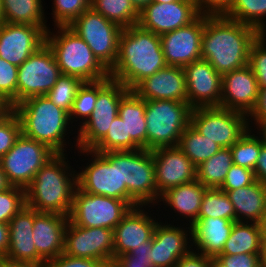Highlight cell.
<instances>
[{
  "label": "cell",
  "mask_w": 266,
  "mask_h": 267,
  "mask_svg": "<svg viewBox=\"0 0 266 267\" xmlns=\"http://www.w3.org/2000/svg\"><path fill=\"white\" fill-rule=\"evenodd\" d=\"M152 155L159 195L170 188L196 180V167L178 146L155 148Z\"/></svg>",
  "instance_id": "cell-21"
},
{
  "label": "cell",
  "mask_w": 266,
  "mask_h": 267,
  "mask_svg": "<svg viewBox=\"0 0 266 267\" xmlns=\"http://www.w3.org/2000/svg\"><path fill=\"white\" fill-rule=\"evenodd\" d=\"M206 187L198 180L181 184L166 190L160 195L159 202L170 206L171 210L176 211L185 218L190 219L192 225L199 216L202 198Z\"/></svg>",
  "instance_id": "cell-29"
},
{
  "label": "cell",
  "mask_w": 266,
  "mask_h": 267,
  "mask_svg": "<svg viewBox=\"0 0 266 267\" xmlns=\"http://www.w3.org/2000/svg\"><path fill=\"white\" fill-rule=\"evenodd\" d=\"M262 224L255 222H235L229 238L219 255H234L241 253H262Z\"/></svg>",
  "instance_id": "cell-31"
},
{
  "label": "cell",
  "mask_w": 266,
  "mask_h": 267,
  "mask_svg": "<svg viewBox=\"0 0 266 267\" xmlns=\"http://www.w3.org/2000/svg\"><path fill=\"white\" fill-rule=\"evenodd\" d=\"M262 261L264 266L266 267V227H263V234H262Z\"/></svg>",
  "instance_id": "cell-60"
},
{
  "label": "cell",
  "mask_w": 266,
  "mask_h": 267,
  "mask_svg": "<svg viewBox=\"0 0 266 267\" xmlns=\"http://www.w3.org/2000/svg\"><path fill=\"white\" fill-rule=\"evenodd\" d=\"M247 116L249 125L250 122H252L253 120L256 125L262 121H266V88H259V94L256 100L255 107ZM249 118H252V121H250Z\"/></svg>",
  "instance_id": "cell-53"
},
{
  "label": "cell",
  "mask_w": 266,
  "mask_h": 267,
  "mask_svg": "<svg viewBox=\"0 0 266 267\" xmlns=\"http://www.w3.org/2000/svg\"><path fill=\"white\" fill-rule=\"evenodd\" d=\"M260 35L254 27L222 16L204 15L201 58L217 73L248 65L252 43Z\"/></svg>",
  "instance_id": "cell-1"
},
{
  "label": "cell",
  "mask_w": 266,
  "mask_h": 267,
  "mask_svg": "<svg viewBox=\"0 0 266 267\" xmlns=\"http://www.w3.org/2000/svg\"><path fill=\"white\" fill-rule=\"evenodd\" d=\"M69 216L40 213L34 209L33 241L37 253L48 262L64 252L65 229Z\"/></svg>",
  "instance_id": "cell-25"
},
{
  "label": "cell",
  "mask_w": 266,
  "mask_h": 267,
  "mask_svg": "<svg viewBox=\"0 0 266 267\" xmlns=\"http://www.w3.org/2000/svg\"><path fill=\"white\" fill-rule=\"evenodd\" d=\"M90 7L122 29L138 25L139 12L130 0H91Z\"/></svg>",
  "instance_id": "cell-35"
},
{
  "label": "cell",
  "mask_w": 266,
  "mask_h": 267,
  "mask_svg": "<svg viewBox=\"0 0 266 267\" xmlns=\"http://www.w3.org/2000/svg\"><path fill=\"white\" fill-rule=\"evenodd\" d=\"M226 193L234 206L237 222L262 224L266 206V186L256 180L249 186Z\"/></svg>",
  "instance_id": "cell-28"
},
{
  "label": "cell",
  "mask_w": 266,
  "mask_h": 267,
  "mask_svg": "<svg viewBox=\"0 0 266 267\" xmlns=\"http://www.w3.org/2000/svg\"><path fill=\"white\" fill-rule=\"evenodd\" d=\"M132 90L143 100L187 102V84L183 67L166 66L144 78Z\"/></svg>",
  "instance_id": "cell-24"
},
{
  "label": "cell",
  "mask_w": 266,
  "mask_h": 267,
  "mask_svg": "<svg viewBox=\"0 0 266 267\" xmlns=\"http://www.w3.org/2000/svg\"><path fill=\"white\" fill-rule=\"evenodd\" d=\"M92 155L91 162L77 174V187L93 195L107 196L126 201L131 207L140 204L128 193L126 185H121L120 151L98 153L79 150L78 153ZM89 164V165H88ZM84 169V170H83Z\"/></svg>",
  "instance_id": "cell-7"
},
{
  "label": "cell",
  "mask_w": 266,
  "mask_h": 267,
  "mask_svg": "<svg viewBox=\"0 0 266 267\" xmlns=\"http://www.w3.org/2000/svg\"><path fill=\"white\" fill-rule=\"evenodd\" d=\"M142 208L143 205L131 207L114 228L113 260L135 248L146 247V242L152 240L158 221Z\"/></svg>",
  "instance_id": "cell-22"
},
{
  "label": "cell",
  "mask_w": 266,
  "mask_h": 267,
  "mask_svg": "<svg viewBox=\"0 0 266 267\" xmlns=\"http://www.w3.org/2000/svg\"><path fill=\"white\" fill-rule=\"evenodd\" d=\"M192 1L193 3L197 4L200 0H189Z\"/></svg>",
  "instance_id": "cell-68"
},
{
  "label": "cell",
  "mask_w": 266,
  "mask_h": 267,
  "mask_svg": "<svg viewBox=\"0 0 266 267\" xmlns=\"http://www.w3.org/2000/svg\"><path fill=\"white\" fill-rule=\"evenodd\" d=\"M9 248V226L0 223V260L4 259Z\"/></svg>",
  "instance_id": "cell-55"
},
{
  "label": "cell",
  "mask_w": 266,
  "mask_h": 267,
  "mask_svg": "<svg viewBox=\"0 0 266 267\" xmlns=\"http://www.w3.org/2000/svg\"><path fill=\"white\" fill-rule=\"evenodd\" d=\"M210 267H226V266L223 263H221L216 257H211Z\"/></svg>",
  "instance_id": "cell-62"
},
{
  "label": "cell",
  "mask_w": 266,
  "mask_h": 267,
  "mask_svg": "<svg viewBox=\"0 0 266 267\" xmlns=\"http://www.w3.org/2000/svg\"><path fill=\"white\" fill-rule=\"evenodd\" d=\"M178 147L195 167L222 149L217 143L201 135L189 125L180 137Z\"/></svg>",
  "instance_id": "cell-34"
},
{
  "label": "cell",
  "mask_w": 266,
  "mask_h": 267,
  "mask_svg": "<svg viewBox=\"0 0 266 267\" xmlns=\"http://www.w3.org/2000/svg\"><path fill=\"white\" fill-rule=\"evenodd\" d=\"M0 107H13L10 103H7L3 100V98L0 96Z\"/></svg>",
  "instance_id": "cell-64"
},
{
  "label": "cell",
  "mask_w": 266,
  "mask_h": 267,
  "mask_svg": "<svg viewBox=\"0 0 266 267\" xmlns=\"http://www.w3.org/2000/svg\"><path fill=\"white\" fill-rule=\"evenodd\" d=\"M200 15L197 5L189 0L151 2L139 13L138 25L144 30L162 35L189 25Z\"/></svg>",
  "instance_id": "cell-16"
},
{
  "label": "cell",
  "mask_w": 266,
  "mask_h": 267,
  "mask_svg": "<svg viewBox=\"0 0 266 267\" xmlns=\"http://www.w3.org/2000/svg\"><path fill=\"white\" fill-rule=\"evenodd\" d=\"M21 133L20 119L13 111L0 123V159L13 147Z\"/></svg>",
  "instance_id": "cell-46"
},
{
  "label": "cell",
  "mask_w": 266,
  "mask_h": 267,
  "mask_svg": "<svg viewBox=\"0 0 266 267\" xmlns=\"http://www.w3.org/2000/svg\"><path fill=\"white\" fill-rule=\"evenodd\" d=\"M26 206V191L23 188L10 186L0 191V223L9 221Z\"/></svg>",
  "instance_id": "cell-42"
},
{
  "label": "cell",
  "mask_w": 266,
  "mask_h": 267,
  "mask_svg": "<svg viewBox=\"0 0 266 267\" xmlns=\"http://www.w3.org/2000/svg\"><path fill=\"white\" fill-rule=\"evenodd\" d=\"M56 30V34L50 30L46 32L45 43L52 50L61 74L77 77L83 82L110 77L109 71L80 36L68 26H57Z\"/></svg>",
  "instance_id": "cell-5"
},
{
  "label": "cell",
  "mask_w": 266,
  "mask_h": 267,
  "mask_svg": "<svg viewBox=\"0 0 266 267\" xmlns=\"http://www.w3.org/2000/svg\"><path fill=\"white\" fill-rule=\"evenodd\" d=\"M259 130V136L261 137L264 144H266V121H262L256 125Z\"/></svg>",
  "instance_id": "cell-58"
},
{
  "label": "cell",
  "mask_w": 266,
  "mask_h": 267,
  "mask_svg": "<svg viewBox=\"0 0 266 267\" xmlns=\"http://www.w3.org/2000/svg\"><path fill=\"white\" fill-rule=\"evenodd\" d=\"M190 125L222 148H230L251 127L247 114L220 107L193 108Z\"/></svg>",
  "instance_id": "cell-11"
},
{
  "label": "cell",
  "mask_w": 266,
  "mask_h": 267,
  "mask_svg": "<svg viewBox=\"0 0 266 267\" xmlns=\"http://www.w3.org/2000/svg\"><path fill=\"white\" fill-rule=\"evenodd\" d=\"M233 2L234 0H200L196 5L202 15L222 16L230 10Z\"/></svg>",
  "instance_id": "cell-51"
},
{
  "label": "cell",
  "mask_w": 266,
  "mask_h": 267,
  "mask_svg": "<svg viewBox=\"0 0 266 267\" xmlns=\"http://www.w3.org/2000/svg\"><path fill=\"white\" fill-rule=\"evenodd\" d=\"M179 0H152V2H158V3H171V2H176Z\"/></svg>",
  "instance_id": "cell-65"
},
{
  "label": "cell",
  "mask_w": 266,
  "mask_h": 267,
  "mask_svg": "<svg viewBox=\"0 0 266 267\" xmlns=\"http://www.w3.org/2000/svg\"><path fill=\"white\" fill-rule=\"evenodd\" d=\"M120 174L121 185L144 208L159 202L152 150L120 151Z\"/></svg>",
  "instance_id": "cell-13"
},
{
  "label": "cell",
  "mask_w": 266,
  "mask_h": 267,
  "mask_svg": "<svg viewBox=\"0 0 266 267\" xmlns=\"http://www.w3.org/2000/svg\"><path fill=\"white\" fill-rule=\"evenodd\" d=\"M254 175L257 181L266 186V144L261 146L260 155L254 169Z\"/></svg>",
  "instance_id": "cell-54"
},
{
  "label": "cell",
  "mask_w": 266,
  "mask_h": 267,
  "mask_svg": "<svg viewBox=\"0 0 266 267\" xmlns=\"http://www.w3.org/2000/svg\"><path fill=\"white\" fill-rule=\"evenodd\" d=\"M97 100V81L96 82H84L82 86L78 89L77 95L73 102V106L69 113V119L71 124L78 118L81 125L84 124L89 116L95 109V103ZM73 120V121H72Z\"/></svg>",
  "instance_id": "cell-41"
},
{
  "label": "cell",
  "mask_w": 266,
  "mask_h": 267,
  "mask_svg": "<svg viewBox=\"0 0 266 267\" xmlns=\"http://www.w3.org/2000/svg\"><path fill=\"white\" fill-rule=\"evenodd\" d=\"M83 83L77 77L61 74L53 88L45 96L69 114L77 91Z\"/></svg>",
  "instance_id": "cell-40"
},
{
  "label": "cell",
  "mask_w": 266,
  "mask_h": 267,
  "mask_svg": "<svg viewBox=\"0 0 266 267\" xmlns=\"http://www.w3.org/2000/svg\"><path fill=\"white\" fill-rule=\"evenodd\" d=\"M166 66L160 35L134 25L122 30L117 60L109 74L111 79L132 90Z\"/></svg>",
  "instance_id": "cell-2"
},
{
  "label": "cell",
  "mask_w": 266,
  "mask_h": 267,
  "mask_svg": "<svg viewBox=\"0 0 266 267\" xmlns=\"http://www.w3.org/2000/svg\"><path fill=\"white\" fill-rule=\"evenodd\" d=\"M52 8L55 26H69L90 7L91 0H54Z\"/></svg>",
  "instance_id": "cell-43"
},
{
  "label": "cell",
  "mask_w": 266,
  "mask_h": 267,
  "mask_svg": "<svg viewBox=\"0 0 266 267\" xmlns=\"http://www.w3.org/2000/svg\"><path fill=\"white\" fill-rule=\"evenodd\" d=\"M248 65L257 79L259 88H266V34H260L252 43Z\"/></svg>",
  "instance_id": "cell-44"
},
{
  "label": "cell",
  "mask_w": 266,
  "mask_h": 267,
  "mask_svg": "<svg viewBox=\"0 0 266 267\" xmlns=\"http://www.w3.org/2000/svg\"><path fill=\"white\" fill-rule=\"evenodd\" d=\"M90 47L99 62L110 71L118 56L122 28L103 17L91 7L86 9L69 26Z\"/></svg>",
  "instance_id": "cell-9"
},
{
  "label": "cell",
  "mask_w": 266,
  "mask_h": 267,
  "mask_svg": "<svg viewBox=\"0 0 266 267\" xmlns=\"http://www.w3.org/2000/svg\"><path fill=\"white\" fill-rule=\"evenodd\" d=\"M65 156L66 153L56 154L36 172L25 189L29 208L40 213L69 216L77 187V172L71 169Z\"/></svg>",
  "instance_id": "cell-3"
},
{
  "label": "cell",
  "mask_w": 266,
  "mask_h": 267,
  "mask_svg": "<svg viewBox=\"0 0 266 267\" xmlns=\"http://www.w3.org/2000/svg\"><path fill=\"white\" fill-rule=\"evenodd\" d=\"M224 16L250 25L260 34H266V0H234L232 7Z\"/></svg>",
  "instance_id": "cell-36"
},
{
  "label": "cell",
  "mask_w": 266,
  "mask_h": 267,
  "mask_svg": "<svg viewBox=\"0 0 266 267\" xmlns=\"http://www.w3.org/2000/svg\"><path fill=\"white\" fill-rule=\"evenodd\" d=\"M0 267H7V266L0 260Z\"/></svg>",
  "instance_id": "cell-67"
},
{
  "label": "cell",
  "mask_w": 266,
  "mask_h": 267,
  "mask_svg": "<svg viewBox=\"0 0 266 267\" xmlns=\"http://www.w3.org/2000/svg\"><path fill=\"white\" fill-rule=\"evenodd\" d=\"M259 86L249 65L222 75L220 108L249 114L255 107Z\"/></svg>",
  "instance_id": "cell-23"
},
{
  "label": "cell",
  "mask_w": 266,
  "mask_h": 267,
  "mask_svg": "<svg viewBox=\"0 0 266 267\" xmlns=\"http://www.w3.org/2000/svg\"><path fill=\"white\" fill-rule=\"evenodd\" d=\"M135 9L140 13L152 0H130Z\"/></svg>",
  "instance_id": "cell-57"
},
{
  "label": "cell",
  "mask_w": 266,
  "mask_h": 267,
  "mask_svg": "<svg viewBox=\"0 0 266 267\" xmlns=\"http://www.w3.org/2000/svg\"><path fill=\"white\" fill-rule=\"evenodd\" d=\"M204 15L187 26L160 35L167 66L184 67L201 58Z\"/></svg>",
  "instance_id": "cell-17"
},
{
  "label": "cell",
  "mask_w": 266,
  "mask_h": 267,
  "mask_svg": "<svg viewBox=\"0 0 266 267\" xmlns=\"http://www.w3.org/2000/svg\"><path fill=\"white\" fill-rule=\"evenodd\" d=\"M42 3V0H2L4 22L39 26L47 32Z\"/></svg>",
  "instance_id": "cell-32"
},
{
  "label": "cell",
  "mask_w": 266,
  "mask_h": 267,
  "mask_svg": "<svg viewBox=\"0 0 266 267\" xmlns=\"http://www.w3.org/2000/svg\"><path fill=\"white\" fill-rule=\"evenodd\" d=\"M187 84V102L192 108L219 107L222 75L203 59L183 67Z\"/></svg>",
  "instance_id": "cell-20"
},
{
  "label": "cell",
  "mask_w": 266,
  "mask_h": 267,
  "mask_svg": "<svg viewBox=\"0 0 266 267\" xmlns=\"http://www.w3.org/2000/svg\"><path fill=\"white\" fill-rule=\"evenodd\" d=\"M216 258L226 267H265L261 254L218 255Z\"/></svg>",
  "instance_id": "cell-49"
},
{
  "label": "cell",
  "mask_w": 266,
  "mask_h": 267,
  "mask_svg": "<svg viewBox=\"0 0 266 267\" xmlns=\"http://www.w3.org/2000/svg\"><path fill=\"white\" fill-rule=\"evenodd\" d=\"M235 221L223 218H198L192 225V245L208 257L221 254Z\"/></svg>",
  "instance_id": "cell-27"
},
{
  "label": "cell",
  "mask_w": 266,
  "mask_h": 267,
  "mask_svg": "<svg viewBox=\"0 0 266 267\" xmlns=\"http://www.w3.org/2000/svg\"><path fill=\"white\" fill-rule=\"evenodd\" d=\"M18 67L0 58V96L13 108L17 105Z\"/></svg>",
  "instance_id": "cell-45"
},
{
  "label": "cell",
  "mask_w": 266,
  "mask_h": 267,
  "mask_svg": "<svg viewBox=\"0 0 266 267\" xmlns=\"http://www.w3.org/2000/svg\"><path fill=\"white\" fill-rule=\"evenodd\" d=\"M12 112L13 107H0V123L3 122Z\"/></svg>",
  "instance_id": "cell-61"
},
{
  "label": "cell",
  "mask_w": 266,
  "mask_h": 267,
  "mask_svg": "<svg viewBox=\"0 0 266 267\" xmlns=\"http://www.w3.org/2000/svg\"><path fill=\"white\" fill-rule=\"evenodd\" d=\"M255 181L256 178L253 170L233 164L227 172L226 179L220 189L227 192L229 190L249 186Z\"/></svg>",
  "instance_id": "cell-47"
},
{
  "label": "cell",
  "mask_w": 266,
  "mask_h": 267,
  "mask_svg": "<svg viewBox=\"0 0 266 267\" xmlns=\"http://www.w3.org/2000/svg\"><path fill=\"white\" fill-rule=\"evenodd\" d=\"M113 248L114 230L103 227H79L68 221L65 229L64 254L111 264Z\"/></svg>",
  "instance_id": "cell-15"
},
{
  "label": "cell",
  "mask_w": 266,
  "mask_h": 267,
  "mask_svg": "<svg viewBox=\"0 0 266 267\" xmlns=\"http://www.w3.org/2000/svg\"><path fill=\"white\" fill-rule=\"evenodd\" d=\"M55 155L46 145L21 133L13 147L1 157L0 167L11 186L26 189L36 172Z\"/></svg>",
  "instance_id": "cell-10"
},
{
  "label": "cell",
  "mask_w": 266,
  "mask_h": 267,
  "mask_svg": "<svg viewBox=\"0 0 266 267\" xmlns=\"http://www.w3.org/2000/svg\"><path fill=\"white\" fill-rule=\"evenodd\" d=\"M128 91L121 82L110 77L97 81L95 109L84 124L78 125L75 144L78 150H91L106 135L118 115L120 100Z\"/></svg>",
  "instance_id": "cell-8"
},
{
  "label": "cell",
  "mask_w": 266,
  "mask_h": 267,
  "mask_svg": "<svg viewBox=\"0 0 266 267\" xmlns=\"http://www.w3.org/2000/svg\"><path fill=\"white\" fill-rule=\"evenodd\" d=\"M4 23L2 0H0V25Z\"/></svg>",
  "instance_id": "cell-63"
},
{
  "label": "cell",
  "mask_w": 266,
  "mask_h": 267,
  "mask_svg": "<svg viewBox=\"0 0 266 267\" xmlns=\"http://www.w3.org/2000/svg\"><path fill=\"white\" fill-rule=\"evenodd\" d=\"M7 267H47V262L1 260Z\"/></svg>",
  "instance_id": "cell-56"
},
{
  "label": "cell",
  "mask_w": 266,
  "mask_h": 267,
  "mask_svg": "<svg viewBox=\"0 0 266 267\" xmlns=\"http://www.w3.org/2000/svg\"><path fill=\"white\" fill-rule=\"evenodd\" d=\"M262 226L266 227V206H265V215H264V219H263V222H262Z\"/></svg>",
  "instance_id": "cell-66"
},
{
  "label": "cell",
  "mask_w": 266,
  "mask_h": 267,
  "mask_svg": "<svg viewBox=\"0 0 266 267\" xmlns=\"http://www.w3.org/2000/svg\"><path fill=\"white\" fill-rule=\"evenodd\" d=\"M13 111L20 119L25 137L46 145L56 154H64L66 131L70 128L69 114L65 110L44 95L20 102Z\"/></svg>",
  "instance_id": "cell-4"
},
{
  "label": "cell",
  "mask_w": 266,
  "mask_h": 267,
  "mask_svg": "<svg viewBox=\"0 0 266 267\" xmlns=\"http://www.w3.org/2000/svg\"><path fill=\"white\" fill-rule=\"evenodd\" d=\"M140 149L131 138H126L125 121L119 116L115 117L109 126L106 135L91 149L98 153L110 151H133Z\"/></svg>",
  "instance_id": "cell-39"
},
{
  "label": "cell",
  "mask_w": 266,
  "mask_h": 267,
  "mask_svg": "<svg viewBox=\"0 0 266 267\" xmlns=\"http://www.w3.org/2000/svg\"><path fill=\"white\" fill-rule=\"evenodd\" d=\"M251 128L231 147L233 164L250 170L255 169L261 146L264 144L261 137L252 134Z\"/></svg>",
  "instance_id": "cell-38"
},
{
  "label": "cell",
  "mask_w": 266,
  "mask_h": 267,
  "mask_svg": "<svg viewBox=\"0 0 266 267\" xmlns=\"http://www.w3.org/2000/svg\"><path fill=\"white\" fill-rule=\"evenodd\" d=\"M110 265L108 262L71 257L64 253L47 262V267H109Z\"/></svg>",
  "instance_id": "cell-50"
},
{
  "label": "cell",
  "mask_w": 266,
  "mask_h": 267,
  "mask_svg": "<svg viewBox=\"0 0 266 267\" xmlns=\"http://www.w3.org/2000/svg\"><path fill=\"white\" fill-rule=\"evenodd\" d=\"M190 236H192L190 224L188 228L183 229L181 226L175 227L168 223L166 225V223L158 222L152 237V248L148 251L151 266L175 267L179 259L188 254L193 247L189 244L192 241Z\"/></svg>",
  "instance_id": "cell-19"
},
{
  "label": "cell",
  "mask_w": 266,
  "mask_h": 267,
  "mask_svg": "<svg viewBox=\"0 0 266 267\" xmlns=\"http://www.w3.org/2000/svg\"><path fill=\"white\" fill-rule=\"evenodd\" d=\"M60 76L54 54L45 43L18 67L17 104L31 97L46 95Z\"/></svg>",
  "instance_id": "cell-14"
},
{
  "label": "cell",
  "mask_w": 266,
  "mask_h": 267,
  "mask_svg": "<svg viewBox=\"0 0 266 267\" xmlns=\"http://www.w3.org/2000/svg\"><path fill=\"white\" fill-rule=\"evenodd\" d=\"M11 185L9 184L5 173L2 171L0 167V191H3L9 188Z\"/></svg>",
  "instance_id": "cell-59"
},
{
  "label": "cell",
  "mask_w": 266,
  "mask_h": 267,
  "mask_svg": "<svg viewBox=\"0 0 266 267\" xmlns=\"http://www.w3.org/2000/svg\"><path fill=\"white\" fill-rule=\"evenodd\" d=\"M192 109L188 102L145 100L146 149L178 146Z\"/></svg>",
  "instance_id": "cell-6"
},
{
  "label": "cell",
  "mask_w": 266,
  "mask_h": 267,
  "mask_svg": "<svg viewBox=\"0 0 266 267\" xmlns=\"http://www.w3.org/2000/svg\"><path fill=\"white\" fill-rule=\"evenodd\" d=\"M152 248V240L146 242V247L135 248L129 253L116 257L111 265L113 267H152L148 251Z\"/></svg>",
  "instance_id": "cell-48"
},
{
  "label": "cell",
  "mask_w": 266,
  "mask_h": 267,
  "mask_svg": "<svg viewBox=\"0 0 266 267\" xmlns=\"http://www.w3.org/2000/svg\"><path fill=\"white\" fill-rule=\"evenodd\" d=\"M34 209L27 205L8 223L9 248L4 259L13 261L46 262L33 241Z\"/></svg>",
  "instance_id": "cell-26"
},
{
  "label": "cell",
  "mask_w": 266,
  "mask_h": 267,
  "mask_svg": "<svg viewBox=\"0 0 266 267\" xmlns=\"http://www.w3.org/2000/svg\"><path fill=\"white\" fill-rule=\"evenodd\" d=\"M46 32L29 24L0 25V58L19 67L45 44Z\"/></svg>",
  "instance_id": "cell-18"
},
{
  "label": "cell",
  "mask_w": 266,
  "mask_h": 267,
  "mask_svg": "<svg viewBox=\"0 0 266 267\" xmlns=\"http://www.w3.org/2000/svg\"><path fill=\"white\" fill-rule=\"evenodd\" d=\"M130 208L124 200L93 195L76 187L69 220L79 227L114 230Z\"/></svg>",
  "instance_id": "cell-12"
},
{
  "label": "cell",
  "mask_w": 266,
  "mask_h": 267,
  "mask_svg": "<svg viewBox=\"0 0 266 267\" xmlns=\"http://www.w3.org/2000/svg\"><path fill=\"white\" fill-rule=\"evenodd\" d=\"M118 114L125 121L126 138L146 149L145 100L129 90L120 100Z\"/></svg>",
  "instance_id": "cell-30"
},
{
  "label": "cell",
  "mask_w": 266,
  "mask_h": 267,
  "mask_svg": "<svg viewBox=\"0 0 266 267\" xmlns=\"http://www.w3.org/2000/svg\"><path fill=\"white\" fill-rule=\"evenodd\" d=\"M210 258L192 249L176 263L175 267H210Z\"/></svg>",
  "instance_id": "cell-52"
},
{
  "label": "cell",
  "mask_w": 266,
  "mask_h": 267,
  "mask_svg": "<svg viewBox=\"0 0 266 267\" xmlns=\"http://www.w3.org/2000/svg\"><path fill=\"white\" fill-rule=\"evenodd\" d=\"M223 218L236 222L235 209L226 192L220 188H206L198 218Z\"/></svg>",
  "instance_id": "cell-37"
},
{
  "label": "cell",
  "mask_w": 266,
  "mask_h": 267,
  "mask_svg": "<svg viewBox=\"0 0 266 267\" xmlns=\"http://www.w3.org/2000/svg\"><path fill=\"white\" fill-rule=\"evenodd\" d=\"M233 165L230 148H222L196 167V180L206 188H220Z\"/></svg>",
  "instance_id": "cell-33"
}]
</instances>
